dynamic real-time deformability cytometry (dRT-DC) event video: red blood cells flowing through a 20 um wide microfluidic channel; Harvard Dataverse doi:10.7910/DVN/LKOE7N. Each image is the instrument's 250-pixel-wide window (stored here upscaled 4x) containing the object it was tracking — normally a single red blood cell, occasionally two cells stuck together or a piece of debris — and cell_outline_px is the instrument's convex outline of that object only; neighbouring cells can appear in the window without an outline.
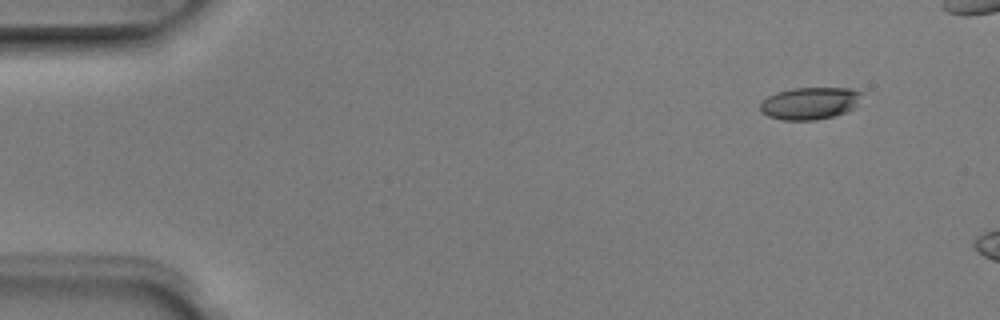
{"species": "Egyptian fruit bat (a non-hibernating species)", "species_latin": "Rousettus aegyptiacus", "temperature_condition": "room temperature", "stored_images_in_passage": 4, "camera_frame_rate_fps": 3000, "um_per_image_px": 0.085, "animal": {"sex": "male"}, "frame": {"image": 1, "passage_image": 1, "time_ms": 0.0, "image_size_px": [1000, 320], "cell_outline_px": [[864, 92], [856, 108], [848, 112], [816, 120], [780, 120], [768, 116], [760, 108], [760, 104], [768, 96], [776, 92], [792, 88], [848, 88]], "centroid_in_image_um": [68.89, 8.77], "position_along_channel_um": 16.1, "area_um2": 19.25}}